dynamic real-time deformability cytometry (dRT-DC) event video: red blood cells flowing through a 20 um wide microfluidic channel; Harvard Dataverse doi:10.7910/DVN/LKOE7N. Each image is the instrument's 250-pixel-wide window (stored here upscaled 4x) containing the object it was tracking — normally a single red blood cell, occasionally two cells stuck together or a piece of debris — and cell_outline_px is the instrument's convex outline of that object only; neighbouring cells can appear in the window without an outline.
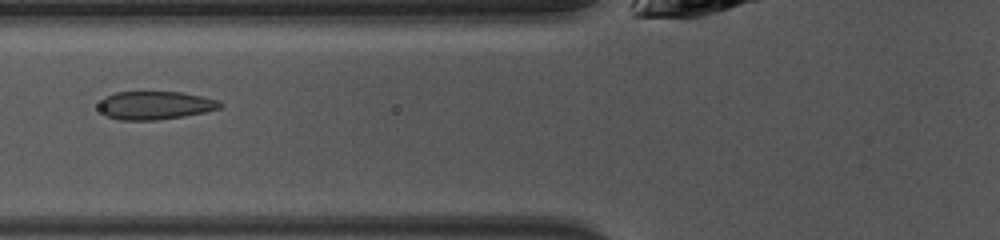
{"species": "common noctule bat (a hibernating species)", "species_latin": "Nyctalus noctula", "temperature_condition": "warm", "stored_images_in_passage": 48, "camera_frame_rate_fps": 3000, "um_per_image_px": 0.085, "animal": {"sex": "female", "body_mass_g": 10.0, "forearm_length_mm": 53.1}, "frame": {"image": 1, "passage_image": 19, "time_ms": 6.0, "image_size_px": [1000, 240], "cell_outline_px": [[224, 104], [220, 108], [204, 112], [184, 116], [156, 120], [120, 120], [104, 116], [100, 108], [100, 104], [104, 96], [116, 92], [180, 92], [200, 96], [216, 100]], "centroid_in_image_um": [13.16, 8.96], "position_along_channel_um": 112.6, "area_um2": 19.83}}
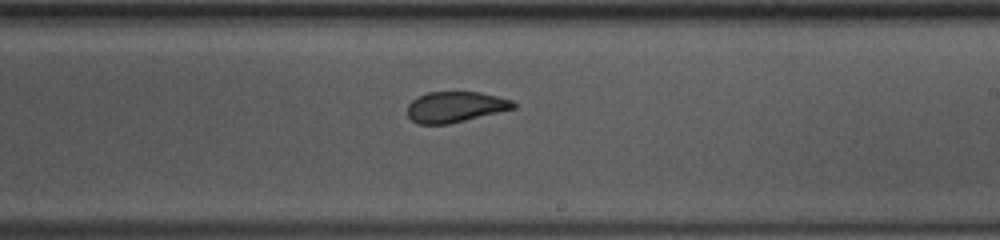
{"frame": {"image": 2, "passage_image": 29, "time_ms": 9.333, "image_size_px": [1000, 240], "cell_outline_px": [[516, 108], [448, 124], [420, 124], [412, 120], [408, 116], [408, 104], [416, 96], [428, 92], [480, 92], [512, 100], [516, 104]], "centroid_in_image_um": [38.69, 9.08], "position_along_channel_um": 250.3, "area_um2": 18.9}}
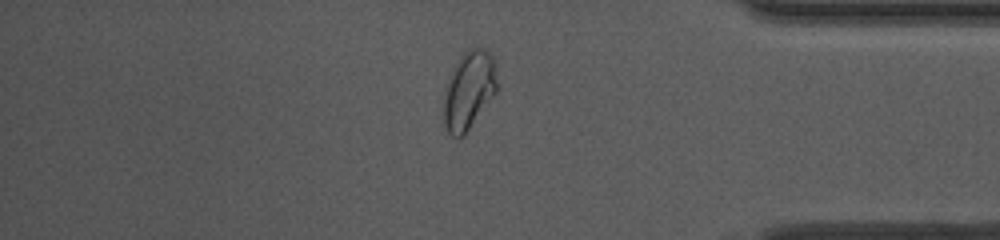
{"frame": {"image": 3, "passage_image": 41, "time_ms": 13.333, "image_size_px": [1000, 240], "cell_outline_px": [[496, 92], [464, 136], [452, 136], [448, 132], [444, 124], [444, 88], [460, 56], [468, 48], [484, 48], [492, 56], [496, 80]], "centroid_in_image_um": [39.83, 7.68], "position_along_channel_um": 395.4, "area_um2": 23.87}, "authors_computed_cell_mechanics": {"area_um2": 21.4438, "velocity_mm_per_s": 4.1213, "shape_relaxation_time_tau1_ms": 6.309, "shape_relaxation_time_tau2_ms": 0.846, "deformation_change_tau1": 0.1442, "deformation_change_tau2": 0.0443}}